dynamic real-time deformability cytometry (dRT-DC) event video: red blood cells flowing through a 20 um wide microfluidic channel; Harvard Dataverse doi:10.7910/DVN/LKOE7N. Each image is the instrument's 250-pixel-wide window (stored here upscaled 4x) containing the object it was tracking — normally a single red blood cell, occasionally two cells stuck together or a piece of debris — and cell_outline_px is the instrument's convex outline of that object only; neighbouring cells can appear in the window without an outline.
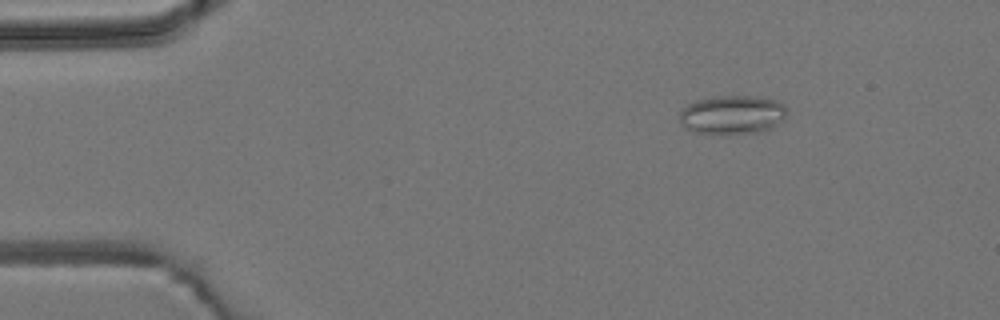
{"species": "common noctule bat (a hibernating species)", "species_latin": "Nyctalus noctula", "temperature_condition": "room temperature", "stored_images_in_passage": 6, "camera_frame_rate_fps": 3000, "um_per_image_px": 0.085, "animal": {"sex": "male", "body_mass_g": 19.2, "forearm_length_mm": 51.8}, "frame": {"image": 1, "passage_image": 3, "time_ms": 2.333, "image_size_px": [1000, 320], "cell_outline_px": [[788, 112], [784, 120], [760, 132], [696, 132], [684, 128], [680, 124], [680, 112], [688, 104], [696, 100], [712, 96], [756, 96], [776, 100], [784, 104]], "centroid_in_image_um": [62.26, 9.71], "position_along_channel_um": 22.7, "area_um2": 23.99}}
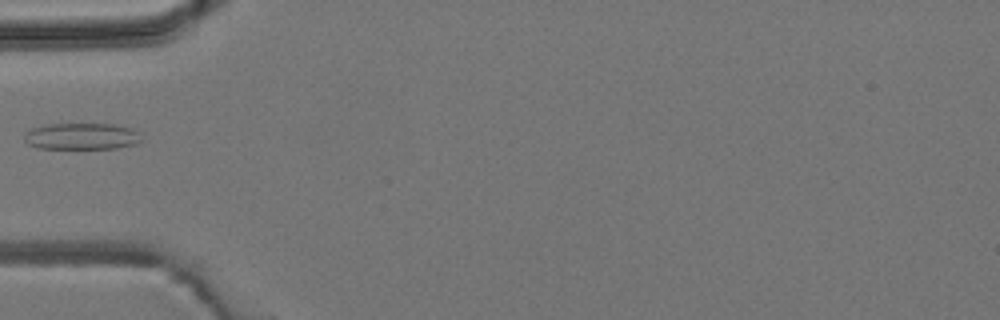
{"frame": {"image": 2, "passage_image": 6, "time_ms": 5.667, "image_size_px": [1000, 320], "cell_outline_px": [[140, 140], [136, 144], [116, 148], [36, 148], [28, 144], [24, 140], [24, 132], [32, 128], [48, 124], [112, 124], [132, 128], [136, 132]], "centroid_in_image_um": [6.88, 11.58], "position_along_channel_um": 78.1, "area_um2": 17.98}}